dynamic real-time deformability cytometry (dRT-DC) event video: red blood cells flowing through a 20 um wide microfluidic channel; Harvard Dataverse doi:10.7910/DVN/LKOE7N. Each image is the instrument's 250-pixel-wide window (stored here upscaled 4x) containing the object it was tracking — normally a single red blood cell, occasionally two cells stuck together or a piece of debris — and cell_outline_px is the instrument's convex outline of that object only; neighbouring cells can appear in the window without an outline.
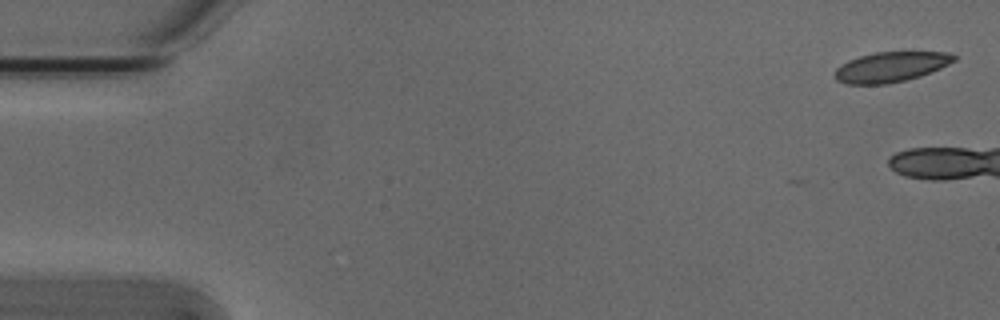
{"species": "Egyptian fruit bat (a non-hibernating species)", "species_latin": "Rousettus aegyptiacus", "temperature_condition": "cold", "stored_images_in_passage": 3, "camera_frame_rate_fps": 3000, "um_per_image_px": 0.085, "animal": {"sex": "male"}, "frame": {"image": 1, "passage_image": 1, "time_ms": 0.0, "image_size_px": [1000, 320], "cell_outline_px": [[956, 60], [940, 68], [920, 76], [888, 84], [844, 84], [836, 80], [836, 68], [840, 64], [848, 60], [860, 56], [876, 52], [948, 52], [956, 56]], "centroid_in_image_um": [75.7, 5.69], "position_along_channel_um": 9.3, "area_um2": 20.81}}